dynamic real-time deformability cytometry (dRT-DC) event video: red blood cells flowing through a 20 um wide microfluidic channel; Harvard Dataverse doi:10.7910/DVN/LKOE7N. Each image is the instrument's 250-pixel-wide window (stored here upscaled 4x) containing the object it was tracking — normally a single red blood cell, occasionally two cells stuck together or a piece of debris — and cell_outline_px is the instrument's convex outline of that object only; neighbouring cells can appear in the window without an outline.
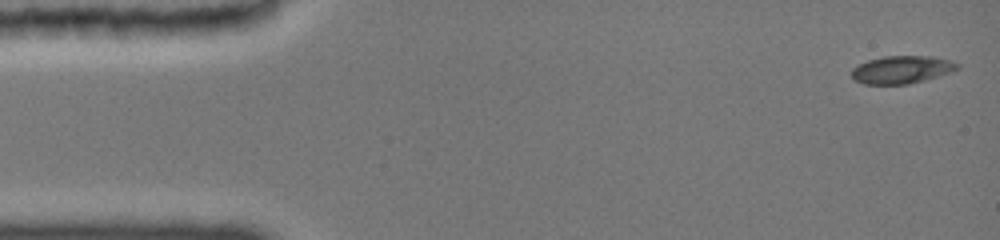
{"species": "common noctule bat (a hibernating species)", "species_latin": "Nyctalus noctula", "temperature_condition": "cold", "stored_images_in_passage": 25, "camera_frame_rate_fps": 3000, "um_per_image_px": 0.085, "animal": {"sex": "female", "body_mass_g": 19.0, "forearm_length_mm": 51.5}, "frame": {"image": 1, "passage_image": 1, "time_ms": 0.0, "image_size_px": [1000, 240], "cell_outline_px": [[960, 68], [952, 72], [924, 80], [908, 84], [864, 84], [852, 80], [852, 68], [868, 60], [884, 56], [932, 56], [948, 60], [960, 64]], "centroid_in_image_um": [76.65, 5.92], "position_along_channel_um": 8.4, "area_um2": 17.11}}
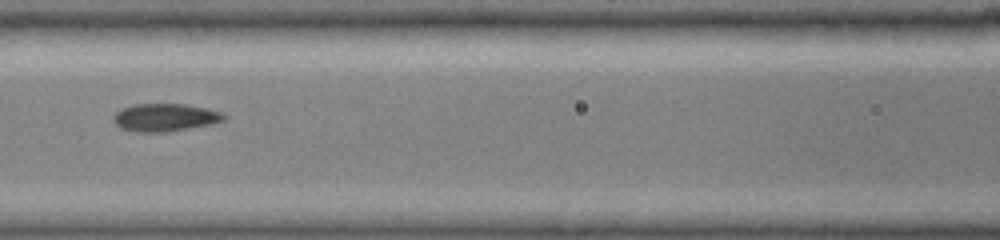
{"frame": {"image": 2, "passage_image": 15, "time_ms": 6.667, "image_size_px": [1000, 240], "cell_outline_px": [[224, 120], [208, 124], [164, 132], [140, 132], [124, 128], [116, 124], [112, 116], [120, 108], [136, 104], [188, 104], [220, 112], [224, 116]], "centroid_in_image_um": [13.97, 9.96], "position_along_channel_um": 152.6, "area_um2": 17.4}}
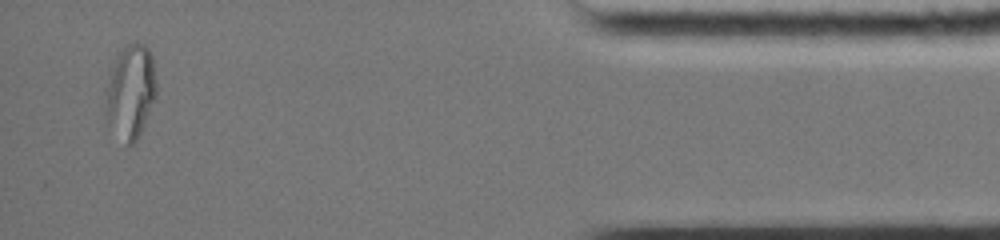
{"frame": {"image": 3, "passage_image": 25, "time_ms": 15.0, "image_size_px": [1000, 240], "cell_outline_px": [[156, 96], [144, 124], [136, 140], [128, 148], [104, 120], [104, 92], [108, 72], [112, 60], [128, 44], [136, 40], [144, 44], [148, 48], [152, 56], [156, 84]], "centroid_in_image_um": [11.03, 7.79], "position_along_channel_um": 424.2, "area_um2": 28.73}, "authors_computed_cell_mechanics": {"area_um2": 17.2244, "velocity_mm_per_s": 3.9106, "shape_relaxation_time_tau1_ms": 8.5029, "shape_relaxation_time_tau2_ms": 1.7743, "deformation_change_tau1": 0.2206, "deformation_change_tau2": 0.0398}}